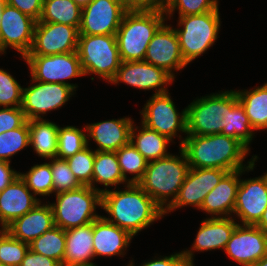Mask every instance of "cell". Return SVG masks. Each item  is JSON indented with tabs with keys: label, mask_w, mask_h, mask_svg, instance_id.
I'll return each mask as SVG.
<instances>
[{
	"label": "cell",
	"mask_w": 267,
	"mask_h": 266,
	"mask_svg": "<svg viewBox=\"0 0 267 266\" xmlns=\"http://www.w3.org/2000/svg\"><path fill=\"white\" fill-rule=\"evenodd\" d=\"M124 190L102 193L101 207L109 217H102L128 231L133 237L154 221L164 217V210L137 184L123 186Z\"/></svg>",
	"instance_id": "obj_1"
},
{
	"label": "cell",
	"mask_w": 267,
	"mask_h": 266,
	"mask_svg": "<svg viewBox=\"0 0 267 266\" xmlns=\"http://www.w3.org/2000/svg\"><path fill=\"white\" fill-rule=\"evenodd\" d=\"M180 148L184 151L190 167L218 168L228 172L245 169L258 156L254 155L244 164L249 150L237 139L223 134L207 136L179 135Z\"/></svg>",
	"instance_id": "obj_2"
},
{
	"label": "cell",
	"mask_w": 267,
	"mask_h": 266,
	"mask_svg": "<svg viewBox=\"0 0 267 266\" xmlns=\"http://www.w3.org/2000/svg\"><path fill=\"white\" fill-rule=\"evenodd\" d=\"M148 162L137 183L164 211L174 202L190 169L184 151ZM179 156V157H178Z\"/></svg>",
	"instance_id": "obj_3"
},
{
	"label": "cell",
	"mask_w": 267,
	"mask_h": 266,
	"mask_svg": "<svg viewBox=\"0 0 267 266\" xmlns=\"http://www.w3.org/2000/svg\"><path fill=\"white\" fill-rule=\"evenodd\" d=\"M165 21L162 11L128 10L116 32L121 61L144 60L149 42Z\"/></svg>",
	"instance_id": "obj_4"
},
{
	"label": "cell",
	"mask_w": 267,
	"mask_h": 266,
	"mask_svg": "<svg viewBox=\"0 0 267 266\" xmlns=\"http://www.w3.org/2000/svg\"><path fill=\"white\" fill-rule=\"evenodd\" d=\"M231 89L202 96L186 107L187 135L229 136Z\"/></svg>",
	"instance_id": "obj_5"
},
{
	"label": "cell",
	"mask_w": 267,
	"mask_h": 266,
	"mask_svg": "<svg viewBox=\"0 0 267 266\" xmlns=\"http://www.w3.org/2000/svg\"><path fill=\"white\" fill-rule=\"evenodd\" d=\"M174 28L182 56L187 64L205 53L215 44L221 26L219 10L179 16Z\"/></svg>",
	"instance_id": "obj_6"
},
{
	"label": "cell",
	"mask_w": 267,
	"mask_h": 266,
	"mask_svg": "<svg viewBox=\"0 0 267 266\" xmlns=\"http://www.w3.org/2000/svg\"><path fill=\"white\" fill-rule=\"evenodd\" d=\"M56 201L50 203L54 225L64 230L92 223L101 215L96 211L101 207L102 193L90 186L55 194Z\"/></svg>",
	"instance_id": "obj_7"
},
{
	"label": "cell",
	"mask_w": 267,
	"mask_h": 266,
	"mask_svg": "<svg viewBox=\"0 0 267 266\" xmlns=\"http://www.w3.org/2000/svg\"><path fill=\"white\" fill-rule=\"evenodd\" d=\"M77 53L84 76L95 74L108 83L122 62L116 35H79Z\"/></svg>",
	"instance_id": "obj_8"
},
{
	"label": "cell",
	"mask_w": 267,
	"mask_h": 266,
	"mask_svg": "<svg viewBox=\"0 0 267 266\" xmlns=\"http://www.w3.org/2000/svg\"><path fill=\"white\" fill-rule=\"evenodd\" d=\"M142 109L140 111L141 124L147 128L172 141L176 136L178 137L179 132L187 136L186 108L179 113L169 92L152 94Z\"/></svg>",
	"instance_id": "obj_9"
},
{
	"label": "cell",
	"mask_w": 267,
	"mask_h": 266,
	"mask_svg": "<svg viewBox=\"0 0 267 266\" xmlns=\"http://www.w3.org/2000/svg\"><path fill=\"white\" fill-rule=\"evenodd\" d=\"M30 78L47 83H63L74 90L78 85L66 82V79L84 76L79 56L76 52L55 55H26Z\"/></svg>",
	"instance_id": "obj_10"
},
{
	"label": "cell",
	"mask_w": 267,
	"mask_h": 266,
	"mask_svg": "<svg viewBox=\"0 0 267 266\" xmlns=\"http://www.w3.org/2000/svg\"><path fill=\"white\" fill-rule=\"evenodd\" d=\"M30 81L35 84L23 88L21 103V109L28 121L43 119L42 116L49 111L61 108L76 91L63 83H47L33 79Z\"/></svg>",
	"instance_id": "obj_11"
},
{
	"label": "cell",
	"mask_w": 267,
	"mask_h": 266,
	"mask_svg": "<svg viewBox=\"0 0 267 266\" xmlns=\"http://www.w3.org/2000/svg\"><path fill=\"white\" fill-rule=\"evenodd\" d=\"M127 11L123 0H91L82 8L79 35H116Z\"/></svg>",
	"instance_id": "obj_12"
},
{
	"label": "cell",
	"mask_w": 267,
	"mask_h": 266,
	"mask_svg": "<svg viewBox=\"0 0 267 266\" xmlns=\"http://www.w3.org/2000/svg\"><path fill=\"white\" fill-rule=\"evenodd\" d=\"M36 20L6 4L0 25V55L11 47L24 58L31 50Z\"/></svg>",
	"instance_id": "obj_13"
},
{
	"label": "cell",
	"mask_w": 267,
	"mask_h": 266,
	"mask_svg": "<svg viewBox=\"0 0 267 266\" xmlns=\"http://www.w3.org/2000/svg\"><path fill=\"white\" fill-rule=\"evenodd\" d=\"M79 30L53 22H36L33 44L27 55H55L76 52Z\"/></svg>",
	"instance_id": "obj_14"
},
{
	"label": "cell",
	"mask_w": 267,
	"mask_h": 266,
	"mask_svg": "<svg viewBox=\"0 0 267 266\" xmlns=\"http://www.w3.org/2000/svg\"><path fill=\"white\" fill-rule=\"evenodd\" d=\"M228 173L218 168L190 167L174 202L164 211V215L185 206L200 209L206 195L213 190Z\"/></svg>",
	"instance_id": "obj_15"
},
{
	"label": "cell",
	"mask_w": 267,
	"mask_h": 266,
	"mask_svg": "<svg viewBox=\"0 0 267 266\" xmlns=\"http://www.w3.org/2000/svg\"><path fill=\"white\" fill-rule=\"evenodd\" d=\"M175 81L165 70L144 60L121 62L112 84L124 83L139 90H154V95L168 92L167 84Z\"/></svg>",
	"instance_id": "obj_16"
},
{
	"label": "cell",
	"mask_w": 267,
	"mask_h": 266,
	"mask_svg": "<svg viewBox=\"0 0 267 266\" xmlns=\"http://www.w3.org/2000/svg\"><path fill=\"white\" fill-rule=\"evenodd\" d=\"M224 251L241 266H252L267 255V233L253 225L238 224Z\"/></svg>",
	"instance_id": "obj_17"
},
{
	"label": "cell",
	"mask_w": 267,
	"mask_h": 266,
	"mask_svg": "<svg viewBox=\"0 0 267 266\" xmlns=\"http://www.w3.org/2000/svg\"><path fill=\"white\" fill-rule=\"evenodd\" d=\"M144 61L157 66L175 79L174 71H181L188 64L185 62L174 27L163 24L147 46Z\"/></svg>",
	"instance_id": "obj_18"
},
{
	"label": "cell",
	"mask_w": 267,
	"mask_h": 266,
	"mask_svg": "<svg viewBox=\"0 0 267 266\" xmlns=\"http://www.w3.org/2000/svg\"><path fill=\"white\" fill-rule=\"evenodd\" d=\"M266 208L267 173L252 179L240 178L233 216L240 218L242 225L255 226Z\"/></svg>",
	"instance_id": "obj_19"
},
{
	"label": "cell",
	"mask_w": 267,
	"mask_h": 266,
	"mask_svg": "<svg viewBox=\"0 0 267 266\" xmlns=\"http://www.w3.org/2000/svg\"><path fill=\"white\" fill-rule=\"evenodd\" d=\"M232 217H209L201 222L196 238L192 244L191 250H183L182 253L190 264H194V252L212 251L216 249H225L227 242L239 224Z\"/></svg>",
	"instance_id": "obj_20"
},
{
	"label": "cell",
	"mask_w": 267,
	"mask_h": 266,
	"mask_svg": "<svg viewBox=\"0 0 267 266\" xmlns=\"http://www.w3.org/2000/svg\"><path fill=\"white\" fill-rule=\"evenodd\" d=\"M255 161L257 159L245 169L228 172L218 185L206 195L199 210L210 214L211 218L233 217L240 176L243 172L253 171Z\"/></svg>",
	"instance_id": "obj_21"
},
{
	"label": "cell",
	"mask_w": 267,
	"mask_h": 266,
	"mask_svg": "<svg viewBox=\"0 0 267 266\" xmlns=\"http://www.w3.org/2000/svg\"><path fill=\"white\" fill-rule=\"evenodd\" d=\"M41 200L26 186L18 176L0 192V229H5L15 219L32 210Z\"/></svg>",
	"instance_id": "obj_22"
},
{
	"label": "cell",
	"mask_w": 267,
	"mask_h": 266,
	"mask_svg": "<svg viewBox=\"0 0 267 266\" xmlns=\"http://www.w3.org/2000/svg\"><path fill=\"white\" fill-rule=\"evenodd\" d=\"M134 121L123 117L86 125L87 139L98 145L95 151L116 152L130 142V130Z\"/></svg>",
	"instance_id": "obj_23"
},
{
	"label": "cell",
	"mask_w": 267,
	"mask_h": 266,
	"mask_svg": "<svg viewBox=\"0 0 267 266\" xmlns=\"http://www.w3.org/2000/svg\"><path fill=\"white\" fill-rule=\"evenodd\" d=\"M39 202L32 210L15 219L5 230L15 239L30 244L54 225L52 207Z\"/></svg>",
	"instance_id": "obj_24"
},
{
	"label": "cell",
	"mask_w": 267,
	"mask_h": 266,
	"mask_svg": "<svg viewBox=\"0 0 267 266\" xmlns=\"http://www.w3.org/2000/svg\"><path fill=\"white\" fill-rule=\"evenodd\" d=\"M134 238L128 231L105 220L102 216L93 221V251L97 256H124Z\"/></svg>",
	"instance_id": "obj_25"
},
{
	"label": "cell",
	"mask_w": 267,
	"mask_h": 266,
	"mask_svg": "<svg viewBox=\"0 0 267 266\" xmlns=\"http://www.w3.org/2000/svg\"><path fill=\"white\" fill-rule=\"evenodd\" d=\"M64 266H97L93 263V222L65 230Z\"/></svg>",
	"instance_id": "obj_26"
},
{
	"label": "cell",
	"mask_w": 267,
	"mask_h": 266,
	"mask_svg": "<svg viewBox=\"0 0 267 266\" xmlns=\"http://www.w3.org/2000/svg\"><path fill=\"white\" fill-rule=\"evenodd\" d=\"M134 125L135 124L133 123L130 130V142L148 162L170 155V152H167V149L168 146H170V142H173L172 140L147 128L143 124L139 128Z\"/></svg>",
	"instance_id": "obj_27"
},
{
	"label": "cell",
	"mask_w": 267,
	"mask_h": 266,
	"mask_svg": "<svg viewBox=\"0 0 267 266\" xmlns=\"http://www.w3.org/2000/svg\"><path fill=\"white\" fill-rule=\"evenodd\" d=\"M97 183L104 185L105 189L95 187ZM119 184L128 185L130 183L122 175L116 152L95 151L92 188L103 193L108 191L110 186L116 189Z\"/></svg>",
	"instance_id": "obj_28"
},
{
	"label": "cell",
	"mask_w": 267,
	"mask_h": 266,
	"mask_svg": "<svg viewBox=\"0 0 267 266\" xmlns=\"http://www.w3.org/2000/svg\"><path fill=\"white\" fill-rule=\"evenodd\" d=\"M59 125L46 119L29 120L30 146L45 160L56 158Z\"/></svg>",
	"instance_id": "obj_29"
},
{
	"label": "cell",
	"mask_w": 267,
	"mask_h": 266,
	"mask_svg": "<svg viewBox=\"0 0 267 266\" xmlns=\"http://www.w3.org/2000/svg\"><path fill=\"white\" fill-rule=\"evenodd\" d=\"M238 101L245 109L252 128L267 130V82L249 90H235Z\"/></svg>",
	"instance_id": "obj_30"
},
{
	"label": "cell",
	"mask_w": 267,
	"mask_h": 266,
	"mask_svg": "<svg viewBox=\"0 0 267 266\" xmlns=\"http://www.w3.org/2000/svg\"><path fill=\"white\" fill-rule=\"evenodd\" d=\"M82 8L73 0H43L40 22L62 23L79 30Z\"/></svg>",
	"instance_id": "obj_31"
},
{
	"label": "cell",
	"mask_w": 267,
	"mask_h": 266,
	"mask_svg": "<svg viewBox=\"0 0 267 266\" xmlns=\"http://www.w3.org/2000/svg\"><path fill=\"white\" fill-rule=\"evenodd\" d=\"M65 243V230L58 226H53L50 230L45 231L40 237L32 241L29 244V249L34 253L52 258L63 265Z\"/></svg>",
	"instance_id": "obj_32"
},
{
	"label": "cell",
	"mask_w": 267,
	"mask_h": 266,
	"mask_svg": "<svg viewBox=\"0 0 267 266\" xmlns=\"http://www.w3.org/2000/svg\"><path fill=\"white\" fill-rule=\"evenodd\" d=\"M252 128L245 109L238 101L235 90H231V112L229 113V136L239 140L248 150L254 138Z\"/></svg>",
	"instance_id": "obj_33"
},
{
	"label": "cell",
	"mask_w": 267,
	"mask_h": 266,
	"mask_svg": "<svg viewBox=\"0 0 267 266\" xmlns=\"http://www.w3.org/2000/svg\"><path fill=\"white\" fill-rule=\"evenodd\" d=\"M83 130L76 126H59L56 158L67 159L88 146L85 126Z\"/></svg>",
	"instance_id": "obj_34"
},
{
	"label": "cell",
	"mask_w": 267,
	"mask_h": 266,
	"mask_svg": "<svg viewBox=\"0 0 267 266\" xmlns=\"http://www.w3.org/2000/svg\"><path fill=\"white\" fill-rule=\"evenodd\" d=\"M123 177L129 183H138L144 176L148 161L136 150L131 142L116 151ZM127 173L132 178L127 177ZM134 175V176H133Z\"/></svg>",
	"instance_id": "obj_35"
},
{
	"label": "cell",
	"mask_w": 267,
	"mask_h": 266,
	"mask_svg": "<svg viewBox=\"0 0 267 266\" xmlns=\"http://www.w3.org/2000/svg\"><path fill=\"white\" fill-rule=\"evenodd\" d=\"M19 176L35 196H50L53 193L51 164L49 162L34 164L28 172H19Z\"/></svg>",
	"instance_id": "obj_36"
},
{
	"label": "cell",
	"mask_w": 267,
	"mask_h": 266,
	"mask_svg": "<svg viewBox=\"0 0 267 266\" xmlns=\"http://www.w3.org/2000/svg\"><path fill=\"white\" fill-rule=\"evenodd\" d=\"M30 146L29 121L0 134V159L11 162L13 155Z\"/></svg>",
	"instance_id": "obj_37"
},
{
	"label": "cell",
	"mask_w": 267,
	"mask_h": 266,
	"mask_svg": "<svg viewBox=\"0 0 267 266\" xmlns=\"http://www.w3.org/2000/svg\"><path fill=\"white\" fill-rule=\"evenodd\" d=\"M29 244L13 238L5 229H0V263L20 266Z\"/></svg>",
	"instance_id": "obj_38"
},
{
	"label": "cell",
	"mask_w": 267,
	"mask_h": 266,
	"mask_svg": "<svg viewBox=\"0 0 267 266\" xmlns=\"http://www.w3.org/2000/svg\"><path fill=\"white\" fill-rule=\"evenodd\" d=\"M94 159L95 150L93 151L89 147V144L80 152L66 159L70 170L74 173L75 178L82 186L92 187Z\"/></svg>",
	"instance_id": "obj_39"
},
{
	"label": "cell",
	"mask_w": 267,
	"mask_h": 266,
	"mask_svg": "<svg viewBox=\"0 0 267 266\" xmlns=\"http://www.w3.org/2000/svg\"><path fill=\"white\" fill-rule=\"evenodd\" d=\"M218 0H168L164 14L168 20L178 10V16H187L219 10Z\"/></svg>",
	"instance_id": "obj_40"
},
{
	"label": "cell",
	"mask_w": 267,
	"mask_h": 266,
	"mask_svg": "<svg viewBox=\"0 0 267 266\" xmlns=\"http://www.w3.org/2000/svg\"><path fill=\"white\" fill-rule=\"evenodd\" d=\"M49 163L51 164L54 194L76 190L82 186L70 170L66 159L52 158Z\"/></svg>",
	"instance_id": "obj_41"
},
{
	"label": "cell",
	"mask_w": 267,
	"mask_h": 266,
	"mask_svg": "<svg viewBox=\"0 0 267 266\" xmlns=\"http://www.w3.org/2000/svg\"><path fill=\"white\" fill-rule=\"evenodd\" d=\"M22 90L13 75L0 68V107H21Z\"/></svg>",
	"instance_id": "obj_42"
},
{
	"label": "cell",
	"mask_w": 267,
	"mask_h": 266,
	"mask_svg": "<svg viewBox=\"0 0 267 266\" xmlns=\"http://www.w3.org/2000/svg\"><path fill=\"white\" fill-rule=\"evenodd\" d=\"M27 121L21 107L0 109V134L21 127Z\"/></svg>",
	"instance_id": "obj_43"
},
{
	"label": "cell",
	"mask_w": 267,
	"mask_h": 266,
	"mask_svg": "<svg viewBox=\"0 0 267 266\" xmlns=\"http://www.w3.org/2000/svg\"><path fill=\"white\" fill-rule=\"evenodd\" d=\"M6 4L17 8L36 21H39L42 14L43 0H6Z\"/></svg>",
	"instance_id": "obj_44"
},
{
	"label": "cell",
	"mask_w": 267,
	"mask_h": 266,
	"mask_svg": "<svg viewBox=\"0 0 267 266\" xmlns=\"http://www.w3.org/2000/svg\"><path fill=\"white\" fill-rule=\"evenodd\" d=\"M155 258L153 260L141 264L140 266H189L190 265V263L184 257L182 251L164 257L155 256ZM129 262L130 263L127 266H134L132 260Z\"/></svg>",
	"instance_id": "obj_45"
},
{
	"label": "cell",
	"mask_w": 267,
	"mask_h": 266,
	"mask_svg": "<svg viewBox=\"0 0 267 266\" xmlns=\"http://www.w3.org/2000/svg\"><path fill=\"white\" fill-rule=\"evenodd\" d=\"M128 10L162 11L164 12L168 0H123Z\"/></svg>",
	"instance_id": "obj_46"
},
{
	"label": "cell",
	"mask_w": 267,
	"mask_h": 266,
	"mask_svg": "<svg viewBox=\"0 0 267 266\" xmlns=\"http://www.w3.org/2000/svg\"><path fill=\"white\" fill-rule=\"evenodd\" d=\"M20 266H62L58 261L41 255L39 253H34L29 249L24 259L22 260Z\"/></svg>",
	"instance_id": "obj_47"
},
{
	"label": "cell",
	"mask_w": 267,
	"mask_h": 266,
	"mask_svg": "<svg viewBox=\"0 0 267 266\" xmlns=\"http://www.w3.org/2000/svg\"><path fill=\"white\" fill-rule=\"evenodd\" d=\"M10 163L0 159V192L19 176V171L12 169Z\"/></svg>",
	"instance_id": "obj_48"
},
{
	"label": "cell",
	"mask_w": 267,
	"mask_h": 266,
	"mask_svg": "<svg viewBox=\"0 0 267 266\" xmlns=\"http://www.w3.org/2000/svg\"><path fill=\"white\" fill-rule=\"evenodd\" d=\"M255 226L267 233V208L265 209V211L262 214V217Z\"/></svg>",
	"instance_id": "obj_49"
},
{
	"label": "cell",
	"mask_w": 267,
	"mask_h": 266,
	"mask_svg": "<svg viewBox=\"0 0 267 266\" xmlns=\"http://www.w3.org/2000/svg\"><path fill=\"white\" fill-rule=\"evenodd\" d=\"M252 266H267V255H265L258 262L254 263Z\"/></svg>",
	"instance_id": "obj_50"
},
{
	"label": "cell",
	"mask_w": 267,
	"mask_h": 266,
	"mask_svg": "<svg viewBox=\"0 0 267 266\" xmlns=\"http://www.w3.org/2000/svg\"><path fill=\"white\" fill-rule=\"evenodd\" d=\"M79 7L84 8L91 0H73Z\"/></svg>",
	"instance_id": "obj_51"
},
{
	"label": "cell",
	"mask_w": 267,
	"mask_h": 266,
	"mask_svg": "<svg viewBox=\"0 0 267 266\" xmlns=\"http://www.w3.org/2000/svg\"><path fill=\"white\" fill-rule=\"evenodd\" d=\"M5 5H6V0H0V25H1L2 12Z\"/></svg>",
	"instance_id": "obj_52"
}]
</instances>
